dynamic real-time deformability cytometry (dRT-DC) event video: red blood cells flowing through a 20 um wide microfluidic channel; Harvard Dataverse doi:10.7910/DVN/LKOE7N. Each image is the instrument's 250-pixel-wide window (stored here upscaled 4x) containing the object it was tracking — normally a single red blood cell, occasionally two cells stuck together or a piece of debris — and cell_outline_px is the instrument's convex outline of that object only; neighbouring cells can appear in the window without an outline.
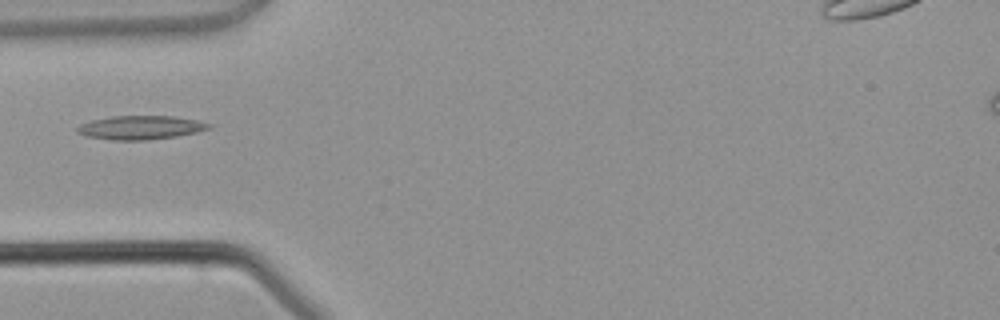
{"species": "common noctule bat (a hibernating species)", "species_latin": "Nyctalus noctula", "temperature_condition": "warm", "stored_images_in_passage": 2, "camera_frame_rate_fps": 3000, "um_per_image_px": 0.085, "animal": {"sex": "male", "body_mass_g": 21.5, "forearm_length_mm": 52.0}, "frame": {"image": 1, "passage_image": 2, "time_ms": 2.0, "image_size_px": [1000, 320], "cell_outline_px": [[212, 128], [196, 132], [176, 136], [144, 140], [112, 140], [88, 136], [76, 132], [76, 128], [80, 124], [92, 120], [112, 116], [172, 116], [196, 120], [212, 124]], "centroid_in_image_um": [11.95, 10.84], "position_along_channel_um": 73.1, "area_um2": 18.09}}